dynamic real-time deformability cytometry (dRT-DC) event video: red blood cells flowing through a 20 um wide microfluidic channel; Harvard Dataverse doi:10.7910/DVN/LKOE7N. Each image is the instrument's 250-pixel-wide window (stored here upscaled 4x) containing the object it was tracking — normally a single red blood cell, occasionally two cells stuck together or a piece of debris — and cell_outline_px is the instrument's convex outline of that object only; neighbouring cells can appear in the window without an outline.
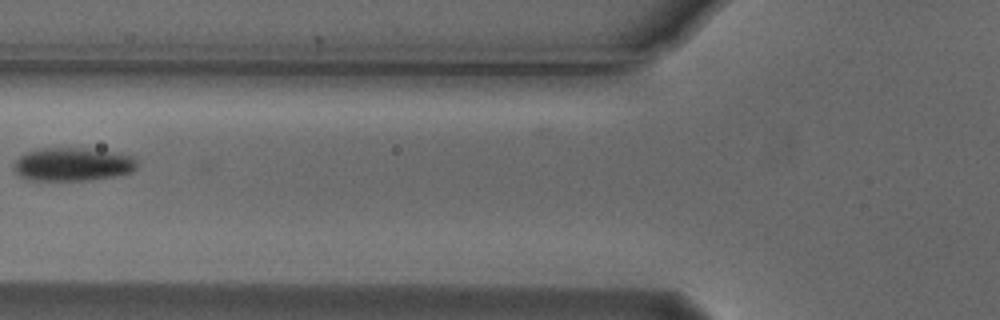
{"species": "Egyptian fruit bat (a non-hibernating species)", "species_latin": "Rousettus aegyptiacus", "temperature_condition": "cold", "stored_images_in_passage": 16, "camera_frame_rate_fps": 3000, "um_per_image_px": 0.085, "animal": {"sex": "male"}, "frame": {"image": 1, "passage_image": 2, "time_ms": 0.333, "image_size_px": [1000, 320], "cell_outline_px": [[136, 168], [132, 172], [120, 176], [88, 180], [32, 180], [20, 176], [16, 172], [16, 160], [24, 152], [40, 148], [88, 148], [112, 152], [132, 156], [136, 160]], "centroid_in_image_um": [6.21, 13.96], "position_along_channel_um": 119.6, "area_um2": 23.93}}
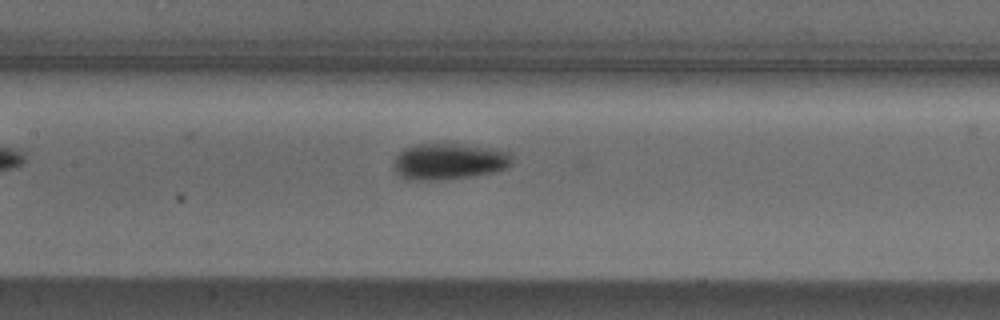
{"frame": {"image": 2, "passage_image": 6, "time_ms": 1.667, "image_size_px": [1000, 320], "cell_outline_px": [[512, 164], [504, 168], [472, 176], [440, 180], [404, 180], [396, 172], [392, 164], [396, 156], [404, 148], [412, 144], [460, 144], [496, 148], [508, 152], [512, 156]], "centroid_in_image_um": [38.11, 13.71], "position_along_channel_um": 169.3, "area_um2": 25.14}}
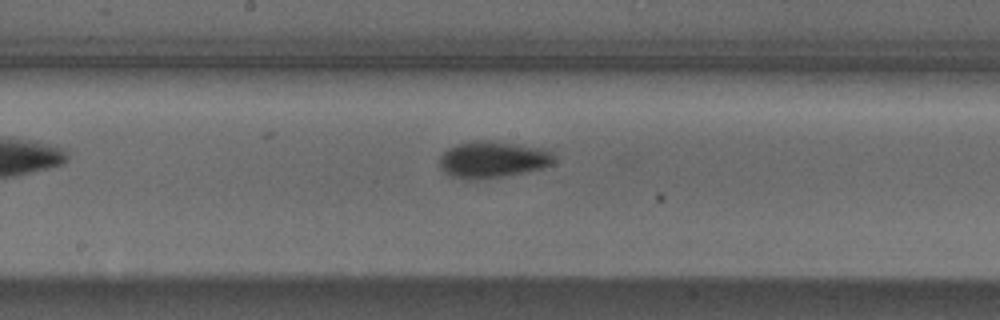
{"frame": {"image": 3, "passage_image": 9, "time_ms": 2.667, "image_size_px": [1000, 320], "cell_outline_px": [[556, 160], [552, 164], [540, 168], [504, 176], [476, 180], [468, 180], [452, 176], [444, 172], [440, 164], [440, 156], [448, 148], [456, 144], [472, 140], [488, 140], [516, 144], [540, 148], [552, 152]], "centroid_in_image_um": [41.85, 13.55], "position_along_channel_um": 206.4, "area_um2": 24.33}}